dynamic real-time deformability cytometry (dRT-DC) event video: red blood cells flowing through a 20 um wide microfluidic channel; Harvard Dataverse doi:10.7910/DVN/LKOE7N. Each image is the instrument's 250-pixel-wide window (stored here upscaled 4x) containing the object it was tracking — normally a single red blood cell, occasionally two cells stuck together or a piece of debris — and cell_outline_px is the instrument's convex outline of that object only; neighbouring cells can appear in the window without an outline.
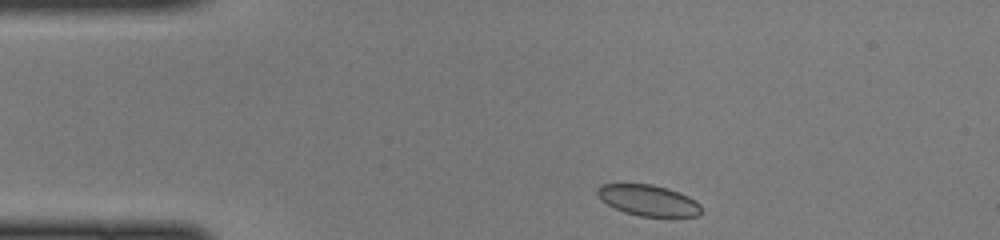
{"species": "common noctule bat (a hibernating species)", "species_latin": "Nyctalus noctula", "temperature_condition": "cold", "stored_images_in_passage": 40, "camera_frame_rate_fps": 3000, "um_per_image_px": 0.085, "animal": {"sex": "female", "body_mass_g": 22.0, "forearm_length_mm": 56.7}, "frame": {"image": 1, "passage_image": 1, "time_ms": 0.0, "image_size_px": [1000, 240], "cell_outline_px": [[700, 212], [696, 216], [640, 216], [624, 212], [600, 200], [596, 192], [596, 188], [600, 184], [652, 184], [668, 188], [688, 196], [696, 200], [700, 204]], "centroid_in_image_um": [55.07, 17.01], "position_along_channel_um": 29.9, "area_um2": 18.67}}
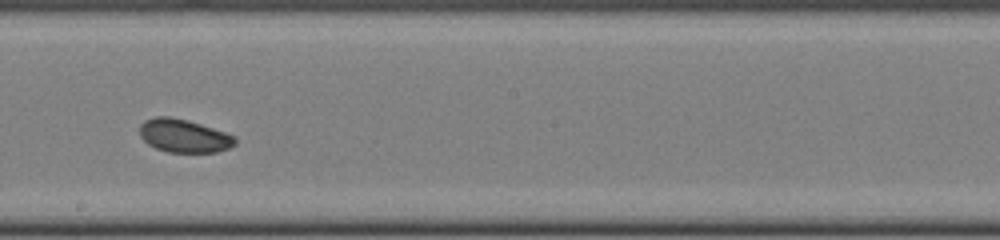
{"frame": {"image": 2, "passage_image": 19, "time_ms": 6.0, "image_size_px": [1000, 240], "cell_outline_px": [[236, 144], [228, 148], [216, 152], [168, 152], [156, 148], [148, 144], [140, 136], [140, 124], [144, 120], [156, 116], [168, 116], [188, 120], [236, 136]], "centroid_in_image_um": [15.62, 11.54], "position_along_channel_um": 232.6, "area_um2": 18.44}}
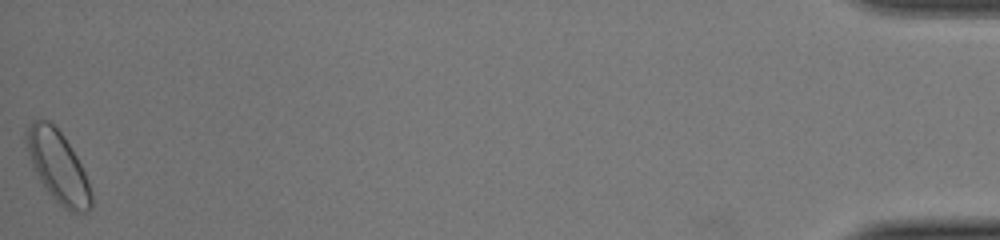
{"frame": {"image": 3, "passage_image": 40, "time_ms": 13.0, "image_size_px": [1000, 240], "cell_outline_px": [[92, 208], [88, 212], [68, 212], [48, 192], [40, 180], [32, 164], [28, 152], [24, 136], [24, 132], [32, 120], [48, 120], [60, 132], [76, 156], [88, 180], [92, 192]], "centroid_in_image_um": [4.93, 14.18], "position_along_channel_um": 430.3, "area_um2": 26.65}}